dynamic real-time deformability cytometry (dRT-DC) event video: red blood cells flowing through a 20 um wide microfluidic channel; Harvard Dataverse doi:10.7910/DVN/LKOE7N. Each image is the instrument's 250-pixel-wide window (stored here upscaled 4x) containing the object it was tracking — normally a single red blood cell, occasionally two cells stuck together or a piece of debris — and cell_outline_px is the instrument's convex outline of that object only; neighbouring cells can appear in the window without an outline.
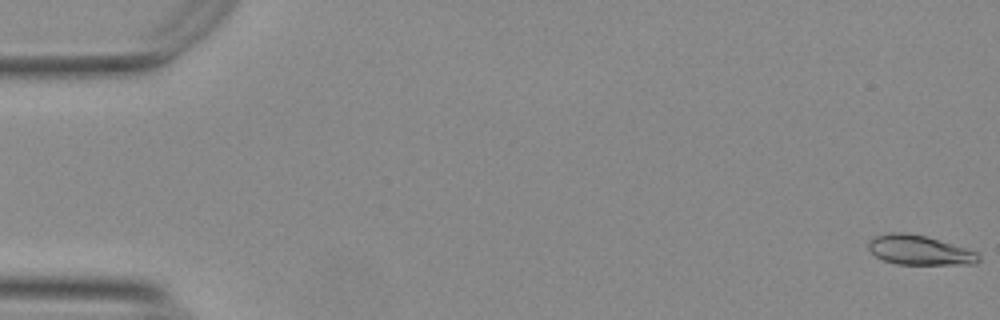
{"species": "Egyptian fruit bat (a non-hibernating species)", "species_latin": "Rousettus aegyptiacus", "temperature_condition": "warm", "stored_images_in_passage": 55, "camera_frame_rate_fps": 3000, "um_per_image_px": 0.085, "animal": {"sex": "female"}, "frame": {"image": 1, "passage_image": 1, "time_ms": 0.0, "image_size_px": [1000, 320], "cell_outline_px": [[980, 260], [976, 264], [896, 264], [884, 260], [876, 256], [868, 248], [868, 240], [876, 236], [892, 232], [904, 232], [924, 236], [964, 248], [976, 252], [980, 256]], "centroid_in_image_um": [78.13, 21.27], "position_along_channel_um": 6.9, "area_um2": 18.67}}
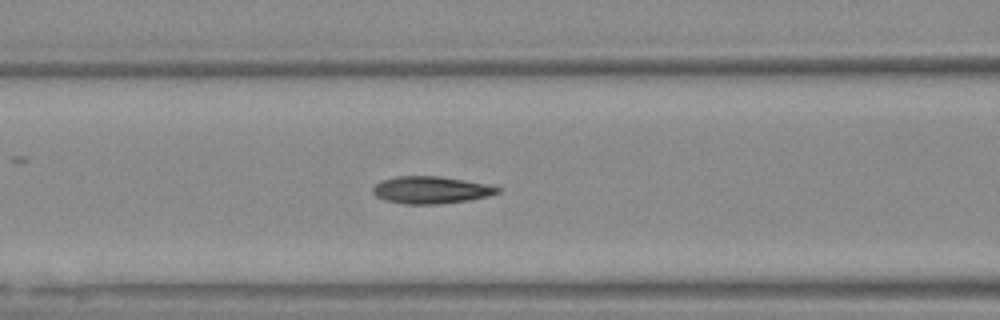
{"frame": {"image": 2, "passage_image": 23, "time_ms": 7.333, "image_size_px": [1000, 320], "cell_outline_px": [[500, 192], [488, 196], [468, 200], [440, 204], [404, 204], [384, 200], [376, 196], [372, 192], [372, 188], [380, 180], [396, 176], [440, 176], [464, 180], [484, 184], [500, 188]], "centroid_in_image_um": [36.57, 16.15], "position_along_channel_um": 130.0, "area_um2": 19.77}}
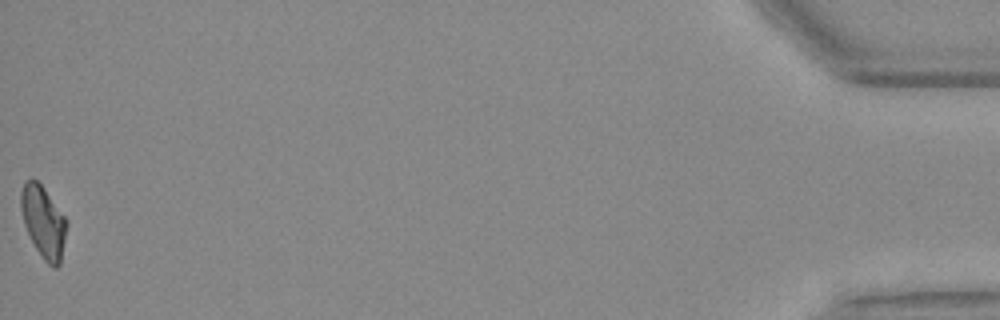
{"frame": {"image": 3, "passage_image": 55, "time_ms": 18.0, "image_size_px": [1000, 320], "cell_outline_px": [[68, 224], [60, 264], [56, 268], [52, 268], [44, 260], [36, 248], [24, 224], [20, 208], [20, 192], [24, 180], [32, 176], [44, 188], [64, 216]], "centroid_in_image_um": [3.67, 18.83], "position_along_channel_um": 431.5, "area_um2": 19.19}, "authors_computed_cell_mechanics": {"area_um2": 19.363, "velocity_mm_per_s": 3.7624, "shape_relaxation_time_tau1_ms": 4.2281, "shape_relaxation_time_tau2_ms": 2.3798, "deformation_change_tau1": 0.1703, "deformation_change_tau2": 0.0936}}